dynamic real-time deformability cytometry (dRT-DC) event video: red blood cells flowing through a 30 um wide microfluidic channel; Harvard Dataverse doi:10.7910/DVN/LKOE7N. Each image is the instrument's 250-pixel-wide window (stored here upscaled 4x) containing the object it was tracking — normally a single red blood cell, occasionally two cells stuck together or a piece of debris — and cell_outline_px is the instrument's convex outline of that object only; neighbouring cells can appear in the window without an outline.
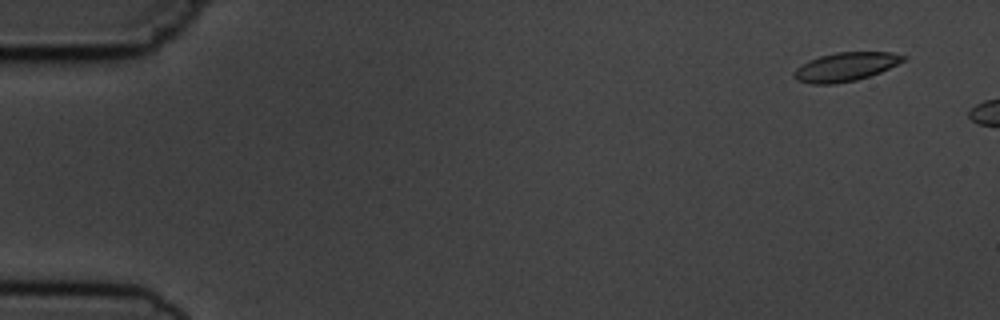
{"species": "common noctule bat (a hibernating species)", "species_latin": "Nyctalus noctula", "temperature_condition": "cold", "stored_images_in_passage": 4, "camera_frame_rate_fps": 3000, "um_per_image_px": 0.085, "animal": {"sex": "male", "body_mass_g": 19.5, "forearm_length_mm": 54.6}, "frame": {"image": 1, "passage_image": 2, "time_ms": 1.0, "image_size_px": [1000, 320], "cell_outline_px": [[904, 60], [880, 72], [856, 80], [836, 84], [812, 84], [796, 80], [792, 76], [792, 72], [796, 68], [808, 60], [820, 56], [836, 52], [892, 52], [904, 56]], "centroid_in_image_um": [71.79, 5.68], "position_along_channel_um": 13.2, "area_um2": 18.21}}